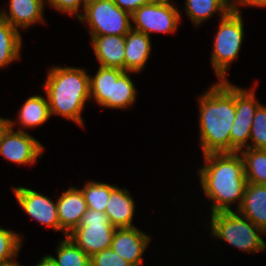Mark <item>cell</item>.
<instances>
[{
    "label": "cell",
    "instance_id": "1",
    "mask_svg": "<svg viewBox=\"0 0 266 266\" xmlns=\"http://www.w3.org/2000/svg\"><path fill=\"white\" fill-rule=\"evenodd\" d=\"M204 160L198 174L204 194L213 201L211 214L232 211L230 204L236 200L238 209L247 185L242 156L239 152L209 153Z\"/></svg>",
    "mask_w": 266,
    "mask_h": 266
},
{
    "label": "cell",
    "instance_id": "2",
    "mask_svg": "<svg viewBox=\"0 0 266 266\" xmlns=\"http://www.w3.org/2000/svg\"><path fill=\"white\" fill-rule=\"evenodd\" d=\"M200 143L203 155L230 152V131L235 120V85L228 79L213 84L198 99Z\"/></svg>",
    "mask_w": 266,
    "mask_h": 266
},
{
    "label": "cell",
    "instance_id": "3",
    "mask_svg": "<svg viewBox=\"0 0 266 266\" xmlns=\"http://www.w3.org/2000/svg\"><path fill=\"white\" fill-rule=\"evenodd\" d=\"M43 85L50 115H60L84 126L81 112L90 98L89 75L77 67L55 66L49 69Z\"/></svg>",
    "mask_w": 266,
    "mask_h": 266
},
{
    "label": "cell",
    "instance_id": "4",
    "mask_svg": "<svg viewBox=\"0 0 266 266\" xmlns=\"http://www.w3.org/2000/svg\"><path fill=\"white\" fill-rule=\"evenodd\" d=\"M128 73L118 68L99 66L96 75L89 77L90 98L111 109L132 106L137 91Z\"/></svg>",
    "mask_w": 266,
    "mask_h": 266
},
{
    "label": "cell",
    "instance_id": "5",
    "mask_svg": "<svg viewBox=\"0 0 266 266\" xmlns=\"http://www.w3.org/2000/svg\"><path fill=\"white\" fill-rule=\"evenodd\" d=\"M236 213L234 211L212 213L211 234L248 253L266 250V242L261 236L266 233L248 218Z\"/></svg>",
    "mask_w": 266,
    "mask_h": 266
},
{
    "label": "cell",
    "instance_id": "6",
    "mask_svg": "<svg viewBox=\"0 0 266 266\" xmlns=\"http://www.w3.org/2000/svg\"><path fill=\"white\" fill-rule=\"evenodd\" d=\"M242 20L241 14L232 11L220 19L211 55V64L220 81H226V71L239 55L244 36Z\"/></svg>",
    "mask_w": 266,
    "mask_h": 266
},
{
    "label": "cell",
    "instance_id": "7",
    "mask_svg": "<svg viewBox=\"0 0 266 266\" xmlns=\"http://www.w3.org/2000/svg\"><path fill=\"white\" fill-rule=\"evenodd\" d=\"M78 19L88 23L91 36L126 35L132 29V14L119 8L113 0H87Z\"/></svg>",
    "mask_w": 266,
    "mask_h": 266
},
{
    "label": "cell",
    "instance_id": "8",
    "mask_svg": "<svg viewBox=\"0 0 266 266\" xmlns=\"http://www.w3.org/2000/svg\"><path fill=\"white\" fill-rule=\"evenodd\" d=\"M114 227L105 212L87 209L81 223L68 236L89 256L111 247Z\"/></svg>",
    "mask_w": 266,
    "mask_h": 266
},
{
    "label": "cell",
    "instance_id": "9",
    "mask_svg": "<svg viewBox=\"0 0 266 266\" xmlns=\"http://www.w3.org/2000/svg\"><path fill=\"white\" fill-rule=\"evenodd\" d=\"M181 15L170 0H154L141 6L132 14L133 30L145 33H174Z\"/></svg>",
    "mask_w": 266,
    "mask_h": 266
},
{
    "label": "cell",
    "instance_id": "10",
    "mask_svg": "<svg viewBox=\"0 0 266 266\" xmlns=\"http://www.w3.org/2000/svg\"><path fill=\"white\" fill-rule=\"evenodd\" d=\"M14 121L7 119V125L0 133V155L16 164H34L42 156L44 147L26 131H14Z\"/></svg>",
    "mask_w": 266,
    "mask_h": 266
},
{
    "label": "cell",
    "instance_id": "11",
    "mask_svg": "<svg viewBox=\"0 0 266 266\" xmlns=\"http://www.w3.org/2000/svg\"><path fill=\"white\" fill-rule=\"evenodd\" d=\"M21 208L31 218L35 219L54 231H62L66 236L68 234L60 227L57 213V203H54L47 196L25 187H15L12 189Z\"/></svg>",
    "mask_w": 266,
    "mask_h": 266
},
{
    "label": "cell",
    "instance_id": "12",
    "mask_svg": "<svg viewBox=\"0 0 266 266\" xmlns=\"http://www.w3.org/2000/svg\"><path fill=\"white\" fill-rule=\"evenodd\" d=\"M150 238L137 227L117 228L110 248L133 266H141L142 255L151 241Z\"/></svg>",
    "mask_w": 266,
    "mask_h": 266
},
{
    "label": "cell",
    "instance_id": "13",
    "mask_svg": "<svg viewBox=\"0 0 266 266\" xmlns=\"http://www.w3.org/2000/svg\"><path fill=\"white\" fill-rule=\"evenodd\" d=\"M57 213L60 227L70 234L81 223L87 205L81 189L70 187L57 200Z\"/></svg>",
    "mask_w": 266,
    "mask_h": 266
},
{
    "label": "cell",
    "instance_id": "14",
    "mask_svg": "<svg viewBox=\"0 0 266 266\" xmlns=\"http://www.w3.org/2000/svg\"><path fill=\"white\" fill-rule=\"evenodd\" d=\"M91 39L99 66L124 71L125 35L91 36Z\"/></svg>",
    "mask_w": 266,
    "mask_h": 266
},
{
    "label": "cell",
    "instance_id": "15",
    "mask_svg": "<svg viewBox=\"0 0 266 266\" xmlns=\"http://www.w3.org/2000/svg\"><path fill=\"white\" fill-rule=\"evenodd\" d=\"M45 0H10L9 14L1 11V18L9 22L14 28H27L32 24L44 22L43 10Z\"/></svg>",
    "mask_w": 266,
    "mask_h": 266
},
{
    "label": "cell",
    "instance_id": "16",
    "mask_svg": "<svg viewBox=\"0 0 266 266\" xmlns=\"http://www.w3.org/2000/svg\"><path fill=\"white\" fill-rule=\"evenodd\" d=\"M237 212L266 233V185L247 182Z\"/></svg>",
    "mask_w": 266,
    "mask_h": 266
},
{
    "label": "cell",
    "instance_id": "17",
    "mask_svg": "<svg viewBox=\"0 0 266 266\" xmlns=\"http://www.w3.org/2000/svg\"><path fill=\"white\" fill-rule=\"evenodd\" d=\"M151 46L148 35L131 29L125 35L124 71L141 72L151 53Z\"/></svg>",
    "mask_w": 266,
    "mask_h": 266
},
{
    "label": "cell",
    "instance_id": "18",
    "mask_svg": "<svg viewBox=\"0 0 266 266\" xmlns=\"http://www.w3.org/2000/svg\"><path fill=\"white\" fill-rule=\"evenodd\" d=\"M135 204L129 191L118 186L110 193L105 214L116 228H132Z\"/></svg>",
    "mask_w": 266,
    "mask_h": 266
},
{
    "label": "cell",
    "instance_id": "19",
    "mask_svg": "<svg viewBox=\"0 0 266 266\" xmlns=\"http://www.w3.org/2000/svg\"><path fill=\"white\" fill-rule=\"evenodd\" d=\"M18 114V122L22 126L18 131H24L22 128L25 127L40 126L51 117L48 99L40 95L31 96L24 102Z\"/></svg>",
    "mask_w": 266,
    "mask_h": 266
},
{
    "label": "cell",
    "instance_id": "20",
    "mask_svg": "<svg viewBox=\"0 0 266 266\" xmlns=\"http://www.w3.org/2000/svg\"><path fill=\"white\" fill-rule=\"evenodd\" d=\"M185 12L195 26L220 13V18L231 11V0H186Z\"/></svg>",
    "mask_w": 266,
    "mask_h": 266
},
{
    "label": "cell",
    "instance_id": "21",
    "mask_svg": "<svg viewBox=\"0 0 266 266\" xmlns=\"http://www.w3.org/2000/svg\"><path fill=\"white\" fill-rule=\"evenodd\" d=\"M9 22L0 19V67H6L20 59L21 34Z\"/></svg>",
    "mask_w": 266,
    "mask_h": 266
},
{
    "label": "cell",
    "instance_id": "22",
    "mask_svg": "<svg viewBox=\"0 0 266 266\" xmlns=\"http://www.w3.org/2000/svg\"><path fill=\"white\" fill-rule=\"evenodd\" d=\"M244 161L247 182L266 185V149L246 148L239 151Z\"/></svg>",
    "mask_w": 266,
    "mask_h": 266
},
{
    "label": "cell",
    "instance_id": "23",
    "mask_svg": "<svg viewBox=\"0 0 266 266\" xmlns=\"http://www.w3.org/2000/svg\"><path fill=\"white\" fill-rule=\"evenodd\" d=\"M56 266H90V257L66 236L57 247V258L47 255Z\"/></svg>",
    "mask_w": 266,
    "mask_h": 266
},
{
    "label": "cell",
    "instance_id": "24",
    "mask_svg": "<svg viewBox=\"0 0 266 266\" xmlns=\"http://www.w3.org/2000/svg\"><path fill=\"white\" fill-rule=\"evenodd\" d=\"M254 89L246 90L235 86L236 116L233 123L252 124L254 114L260 105L255 99Z\"/></svg>",
    "mask_w": 266,
    "mask_h": 266
},
{
    "label": "cell",
    "instance_id": "25",
    "mask_svg": "<svg viewBox=\"0 0 266 266\" xmlns=\"http://www.w3.org/2000/svg\"><path fill=\"white\" fill-rule=\"evenodd\" d=\"M117 186L102 182L89 181L81 189L87 205V209L105 212L110 193Z\"/></svg>",
    "mask_w": 266,
    "mask_h": 266
},
{
    "label": "cell",
    "instance_id": "26",
    "mask_svg": "<svg viewBox=\"0 0 266 266\" xmlns=\"http://www.w3.org/2000/svg\"><path fill=\"white\" fill-rule=\"evenodd\" d=\"M22 238L16 232L0 228V265L13 261L18 256Z\"/></svg>",
    "mask_w": 266,
    "mask_h": 266
},
{
    "label": "cell",
    "instance_id": "27",
    "mask_svg": "<svg viewBox=\"0 0 266 266\" xmlns=\"http://www.w3.org/2000/svg\"><path fill=\"white\" fill-rule=\"evenodd\" d=\"M250 140L252 149H266V107L260 104L254 114Z\"/></svg>",
    "mask_w": 266,
    "mask_h": 266
},
{
    "label": "cell",
    "instance_id": "28",
    "mask_svg": "<svg viewBox=\"0 0 266 266\" xmlns=\"http://www.w3.org/2000/svg\"><path fill=\"white\" fill-rule=\"evenodd\" d=\"M252 124L233 123L230 131V152L248 148Z\"/></svg>",
    "mask_w": 266,
    "mask_h": 266
},
{
    "label": "cell",
    "instance_id": "29",
    "mask_svg": "<svg viewBox=\"0 0 266 266\" xmlns=\"http://www.w3.org/2000/svg\"><path fill=\"white\" fill-rule=\"evenodd\" d=\"M90 266H133L124 260L117 252L111 248L100 251L90 257Z\"/></svg>",
    "mask_w": 266,
    "mask_h": 266
},
{
    "label": "cell",
    "instance_id": "30",
    "mask_svg": "<svg viewBox=\"0 0 266 266\" xmlns=\"http://www.w3.org/2000/svg\"><path fill=\"white\" fill-rule=\"evenodd\" d=\"M87 0H48L47 2L55 10L63 13H68V15L76 14V17L79 18L81 13L79 12L80 5L85 8Z\"/></svg>",
    "mask_w": 266,
    "mask_h": 266
},
{
    "label": "cell",
    "instance_id": "31",
    "mask_svg": "<svg viewBox=\"0 0 266 266\" xmlns=\"http://www.w3.org/2000/svg\"><path fill=\"white\" fill-rule=\"evenodd\" d=\"M154 0H113V2L121 9L133 14L144 4Z\"/></svg>",
    "mask_w": 266,
    "mask_h": 266
},
{
    "label": "cell",
    "instance_id": "32",
    "mask_svg": "<svg viewBox=\"0 0 266 266\" xmlns=\"http://www.w3.org/2000/svg\"><path fill=\"white\" fill-rule=\"evenodd\" d=\"M236 4L263 8L266 7V0H231V11L241 14L239 7Z\"/></svg>",
    "mask_w": 266,
    "mask_h": 266
},
{
    "label": "cell",
    "instance_id": "33",
    "mask_svg": "<svg viewBox=\"0 0 266 266\" xmlns=\"http://www.w3.org/2000/svg\"><path fill=\"white\" fill-rule=\"evenodd\" d=\"M36 266H56L55 263L46 255L44 256Z\"/></svg>",
    "mask_w": 266,
    "mask_h": 266
},
{
    "label": "cell",
    "instance_id": "34",
    "mask_svg": "<svg viewBox=\"0 0 266 266\" xmlns=\"http://www.w3.org/2000/svg\"><path fill=\"white\" fill-rule=\"evenodd\" d=\"M6 125H7V119L0 117V133L5 128Z\"/></svg>",
    "mask_w": 266,
    "mask_h": 266
},
{
    "label": "cell",
    "instance_id": "35",
    "mask_svg": "<svg viewBox=\"0 0 266 266\" xmlns=\"http://www.w3.org/2000/svg\"><path fill=\"white\" fill-rule=\"evenodd\" d=\"M0 266H22V265H20L19 263H17V262L15 261V259H14L13 261L8 262V263H6V264H2V265H0Z\"/></svg>",
    "mask_w": 266,
    "mask_h": 266
}]
</instances>
